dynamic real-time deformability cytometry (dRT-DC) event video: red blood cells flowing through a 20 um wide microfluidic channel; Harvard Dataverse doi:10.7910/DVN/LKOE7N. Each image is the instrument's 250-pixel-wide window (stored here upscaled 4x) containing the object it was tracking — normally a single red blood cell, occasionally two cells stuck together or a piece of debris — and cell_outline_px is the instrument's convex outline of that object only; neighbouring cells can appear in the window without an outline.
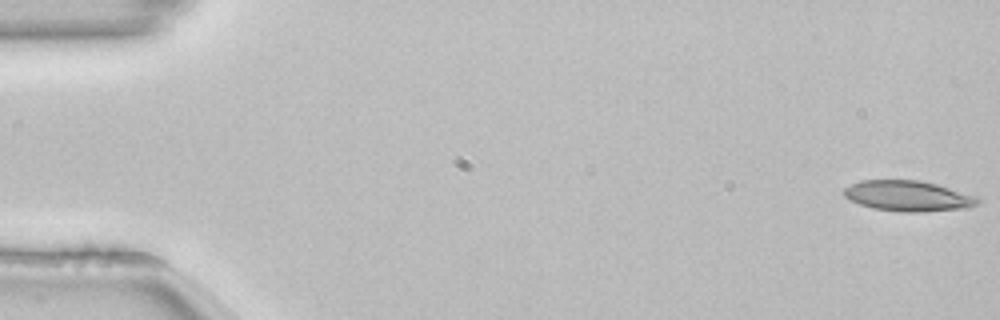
{"species": "common noctule bat (a hibernating species)", "species_latin": "Nyctalus noctula", "temperature_condition": "room temperature", "stored_images_in_passage": 24, "camera_frame_rate_fps": 3000, "um_per_image_px": 0.085, "animal": {"sex": "female", "body_mass_g": 22.7, "forearm_length_mm": 54.2}, "frame": {"image": 1, "passage_image": 1, "time_ms": 0.0, "image_size_px": [1000, 320], "cell_outline_px": [[984, 200], [968, 208], [920, 212], [900, 212], [872, 208], [848, 200], [844, 196], [844, 188], [860, 180], [920, 180], [936, 184], [980, 196]], "centroid_in_image_um": [77.23, 16.66], "position_along_channel_um": 7.8, "area_um2": 24.16}}
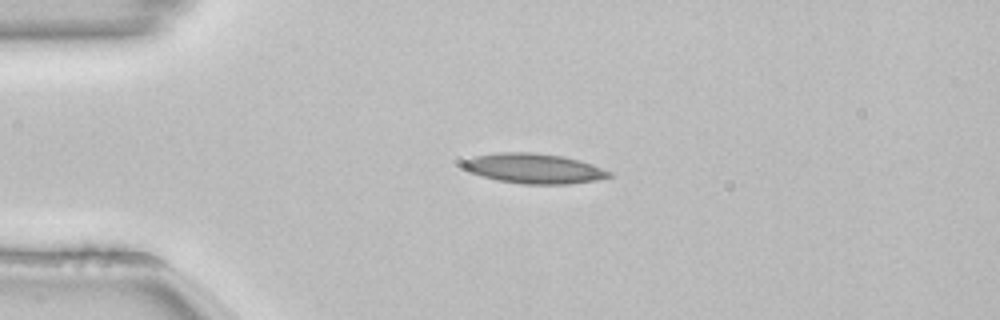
{"frame": {"image": 2, "passage_image": 13, "time_ms": 4.0, "image_size_px": [1000, 320], "cell_outline_px": [[612, 176], [596, 180], [568, 184], [524, 184], [496, 180], [472, 172], [464, 168], [464, 160], [476, 156], [496, 152], [532, 152], [564, 156], [580, 160], [612, 172]], "centroid_in_image_um": [45.42, 14.31], "position_along_channel_um": 39.6, "area_um2": 25.32}}
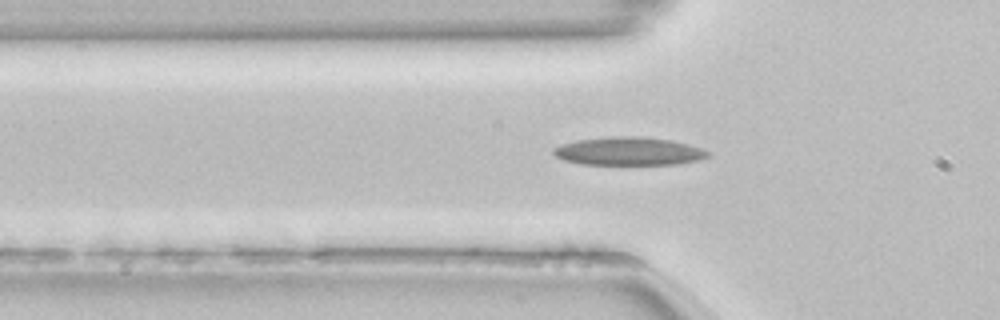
{"frame": {"image": 3, "passage_image": 18, "time_ms": 5.667, "image_size_px": [1000, 320], "cell_outline_px": [[708, 156], [700, 160], [676, 164], [580, 164], [564, 160], [556, 156], [552, 152], [552, 148], [560, 144], [576, 140], [612, 136], [640, 136], [672, 140], [688, 144], [700, 148], [708, 152]], "centroid_in_image_um": [53.4, 12.85], "position_along_channel_um": 72.4, "area_um2": 25.37}}